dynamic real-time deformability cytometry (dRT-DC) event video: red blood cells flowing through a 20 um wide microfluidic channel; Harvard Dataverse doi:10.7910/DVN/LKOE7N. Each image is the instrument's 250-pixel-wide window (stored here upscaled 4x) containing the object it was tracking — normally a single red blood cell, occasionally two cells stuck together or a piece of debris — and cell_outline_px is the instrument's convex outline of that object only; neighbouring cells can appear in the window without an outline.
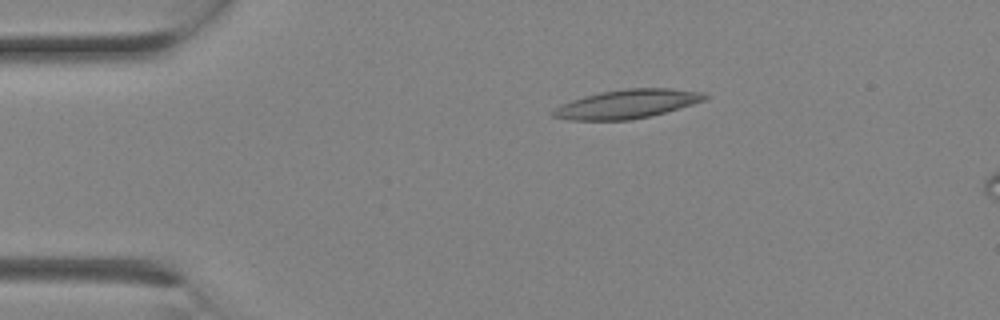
{"species": "Egyptian fruit bat (a non-hibernating species)", "species_latin": "Rousettus aegyptiacus", "temperature_condition": "room temperature", "stored_images_in_passage": 3, "camera_frame_rate_fps": 3000, "um_per_image_px": 0.085, "animal": {"sex": "female"}, "frame": {"image": 1, "passage_image": 2, "time_ms": 0.333, "image_size_px": [1000, 320], "cell_outline_px": [[708, 96], [704, 100], [692, 104], [652, 116], [628, 120], [572, 120], [552, 116], [552, 112], [556, 108], [572, 100], [584, 96], [600, 92], [624, 88], [668, 88], [704, 92]], "centroid_in_image_um": [53.33, 8.83], "position_along_channel_um": 31.7, "area_um2": 25.26}}